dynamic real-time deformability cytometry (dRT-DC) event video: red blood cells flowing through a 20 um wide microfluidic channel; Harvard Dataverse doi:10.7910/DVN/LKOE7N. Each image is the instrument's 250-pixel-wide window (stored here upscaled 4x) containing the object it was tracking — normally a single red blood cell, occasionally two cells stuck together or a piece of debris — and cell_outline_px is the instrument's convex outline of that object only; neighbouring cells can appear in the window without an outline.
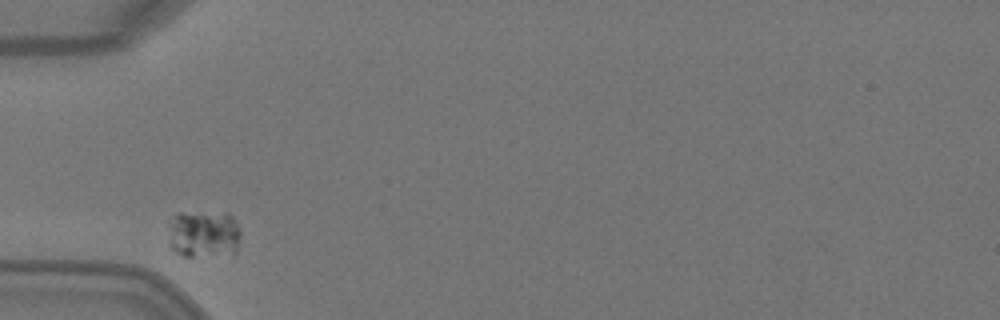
{"species": "Egyptian fruit bat (a non-hibernating species)", "species_latin": "Rousettus aegyptiacus", "temperature_condition": "warm", "stored_images_in_passage": 4, "camera_frame_rate_fps": 3000, "um_per_image_px": 0.085, "animal": {"sex": "female"}, "frame": {"image": 1, "passage_image": 1, "time_ms": 0.0, "image_size_px": [1000, 320], "cell_outline_px": [[240, 236], [236, 252], [232, 256], [184, 256], [176, 252], [172, 248], [172, 224], [176, 216], [180, 212], [224, 212], [232, 216], [240, 232]], "centroid_in_image_um": [17.43, 19.92], "position_along_channel_um": 67.6, "area_um2": 19.83}}
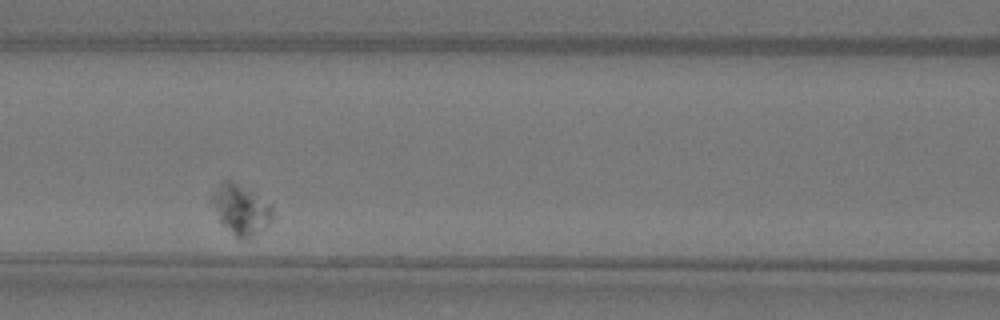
{"frame": {"image": 2, "passage_image": 3, "time_ms": 0.667, "image_size_px": [1000, 320], "cell_outline_px": [[272, 216], [268, 220], [252, 232], [244, 236], [236, 236], [220, 220], [212, 204], [212, 196], [220, 184], [224, 180], [232, 180], [272, 204]], "centroid_in_image_um": [20.43, 17.69], "position_along_channel_um": 146.2, "area_um2": 16.07}}
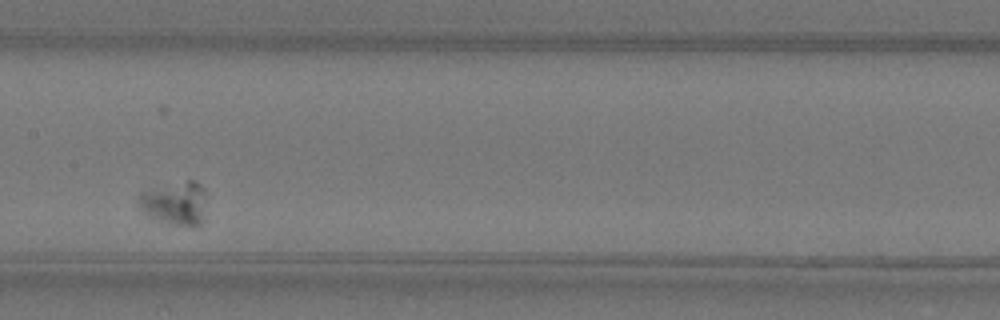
{"frame": {"image": 3, "passage_image": 4, "time_ms": 1.0, "image_size_px": [1000, 320], "cell_outline_px": [[204, 192], [200, 224], [168, 224], [148, 216], [140, 208], [136, 200], [140, 192], [188, 180], [196, 180], [204, 188]], "centroid_in_image_um": [14.8, 17.24], "position_along_channel_um": 192.6, "area_um2": 16.53}}